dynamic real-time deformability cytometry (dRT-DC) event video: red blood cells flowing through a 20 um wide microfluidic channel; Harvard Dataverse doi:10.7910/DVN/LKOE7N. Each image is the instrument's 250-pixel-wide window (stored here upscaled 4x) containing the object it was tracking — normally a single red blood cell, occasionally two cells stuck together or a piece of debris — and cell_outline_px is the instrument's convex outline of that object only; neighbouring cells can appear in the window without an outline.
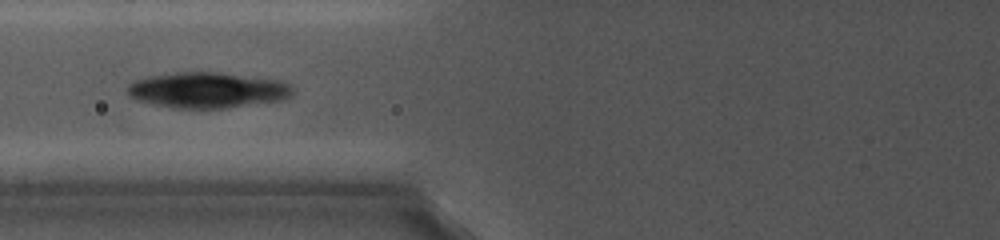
{"species": "common noctule bat (a hibernating species)", "species_latin": "Nyctalus noctula", "temperature_condition": "cold", "stored_images_in_passage": 4, "camera_frame_rate_fps": 5000, "um_per_image_px": 0.085, "animal": {"sex": "female", "body_mass_g": 19.0, "forearm_length_mm": 56.7}, "frame": {"image": 1, "passage_image": 2, "time_ms": 1.2, "image_size_px": [1000, 240], "cell_outline_px": [[292, 96], [284, 100], [228, 108], [172, 108], [152, 104], [128, 96], [128, 84], [136, 80], [148, 76], [176, 72], [220, 72], [280, 80], [292, 84]], "centroid_in_image_um": [17.68, 7.66], "position_along_channel_um": 108.1, "area_um2": 34.68}}